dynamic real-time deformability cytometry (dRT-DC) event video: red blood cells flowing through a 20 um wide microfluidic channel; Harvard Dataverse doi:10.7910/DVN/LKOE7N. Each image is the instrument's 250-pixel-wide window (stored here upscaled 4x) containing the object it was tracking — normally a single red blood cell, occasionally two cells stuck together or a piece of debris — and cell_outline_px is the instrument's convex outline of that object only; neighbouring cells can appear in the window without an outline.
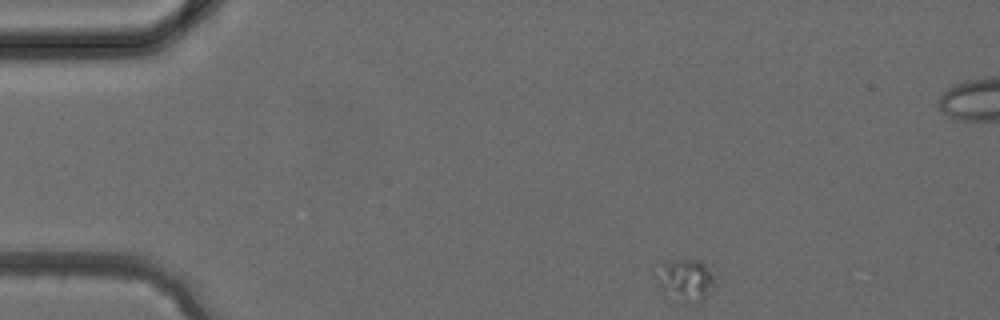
{"species": "common noctule bat (a hibernating species)", "species_latin": "Nyctalus noctula", "temperature_condition": "cold", "stored_images_in_passage": 22, "camera_frame_rate_fps": 3000, "um_per_image_px": 0.085, "animal": {"sex": "female", "body_mass_g": 24.6, "forearm_length_mm": 56.2}, "frame": {"image": 1, "passage_image": 1, "time_ms": 0.0, "image_size_px": [1000, 320], "cell_outline_px": [[716, 284], [704, 300], [700, 304], [684, 304], [660, 292], [652, 272], [664, 264], [684, 256], [704, 260]], "centroid_in_image_um": [58.23, 23.81], "position_along_channel_um": 26.8, "area_um2": 15.49}}